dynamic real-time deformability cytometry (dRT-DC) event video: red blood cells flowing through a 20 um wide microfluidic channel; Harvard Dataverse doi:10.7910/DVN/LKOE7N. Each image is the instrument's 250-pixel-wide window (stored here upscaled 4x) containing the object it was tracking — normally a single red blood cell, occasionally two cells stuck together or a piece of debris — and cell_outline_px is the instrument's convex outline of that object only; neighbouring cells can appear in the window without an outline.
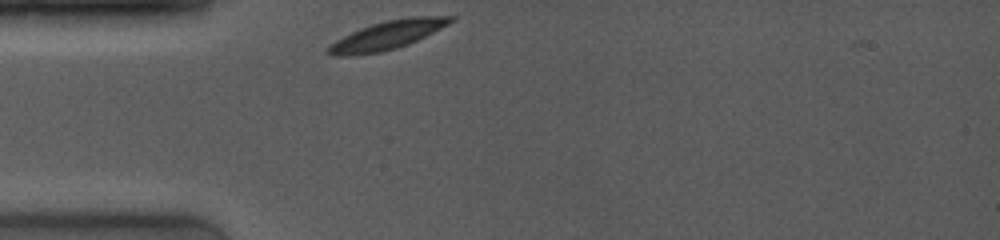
{"species": "common noctule bat (a hibernating species)", "species_latin": "Nyctalus noctula", "temperature_condition": "room temperature", "stored_images_in_passage": 67, "camera_frame_rate_fps": 4000, "um_per_image_px": 0.085, "animal": {"sex": "female", "body_mass_g": 19.0, "forearm_length_mm": 53.3}, "frame": {"image": 1, "passage_image": 1, "time_ms": 0.0, "image_size_px": [1000, 240], "cell_outline_px": [[456, 20], [416, 40], [396, 48], [380, 52], [352, 56], [332, 56], [324, 52], [336, 40], [360, 28], [372, 24], [388, 20], [408, 16], [456, 16]], "centroid_in_image_um": [32.9, 2.99], "position_along_channel_um": 52.1, "area_um2": 20.11}}
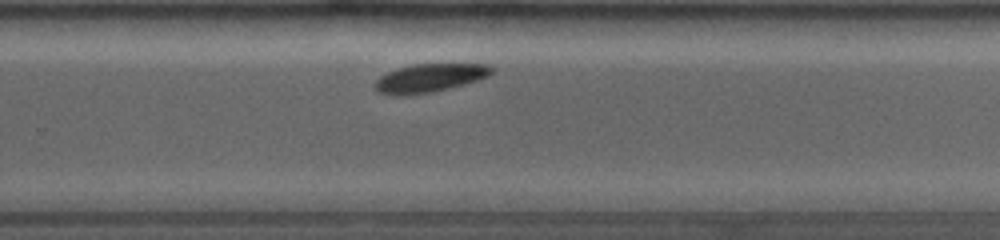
{"frame": {"image": 2, "passage_image": 52, "time_ms": 6.5, "image_size_px": [1000, 240], "cell_outline_px": [[492, 72], [488, 76], [464, 84], [432, 92], [408, 96], [388, 96], [376, 92], [372, 84], [380, 76], [396, 68], [412, 64], [488, 64], [492, 68]], "centroid_in_image_um": [36.4, 6.65], "position_along_channel_um": 293.4, "area_um2": 19.59}}
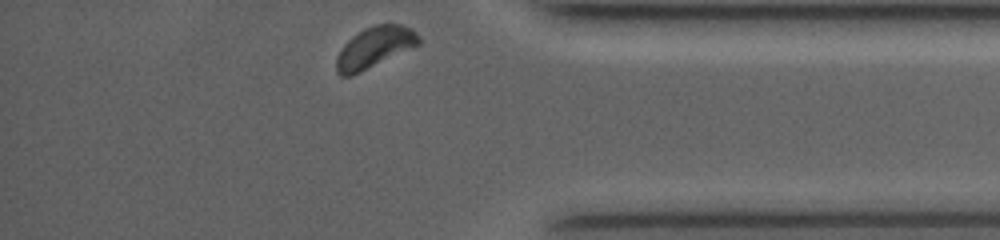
{"frame": {"image": 3, "passage_image": 67, "time_ms": 9.5, "image_size_px": [1000, 240], "cell_outline_px": [[420, 44], [352, 76], [340, 76], [336, 72], [336, 56], [344, 44], [352, 36], [364, 28], [376, 24], [404, 24], [412, 28], [420, 36]], "centroid_in_image_um": [31.83, 4.02], "position_along_channel_um": 403.4, "area_um2": 19.77}, "authors_computed_cell_mechanics": {"area_um2": 20.4034, "velocity_mm_per_s": 3.8422, "shape_relaxation_time_tau1_ms": 2.1808, "shape_relaxation_time_tau2_ms": null, "deformation_change_tau1": 0.1113, "deformation_change_tau2": null}}